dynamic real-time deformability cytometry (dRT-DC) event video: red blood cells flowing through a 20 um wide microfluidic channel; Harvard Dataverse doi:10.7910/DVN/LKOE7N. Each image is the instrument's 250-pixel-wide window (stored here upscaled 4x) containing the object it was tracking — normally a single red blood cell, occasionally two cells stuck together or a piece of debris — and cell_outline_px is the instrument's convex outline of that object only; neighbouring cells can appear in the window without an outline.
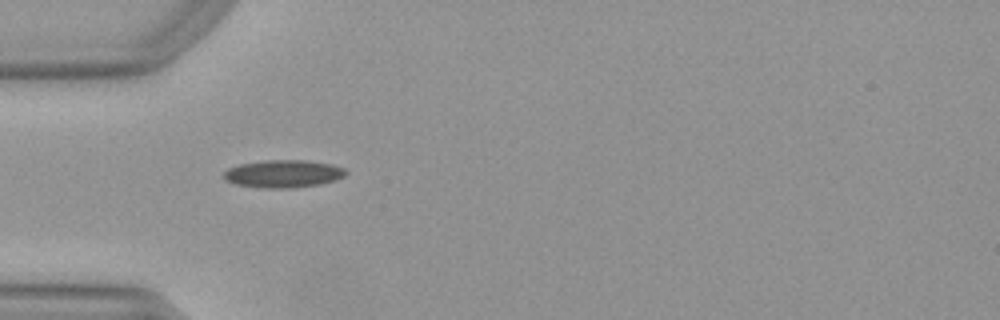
{"species": "Egyptian fruit bat (a non-hibernating species)", "species_latin": "Rousettus aegyptiacus", "temperature_condition": "warm", "stored_images_in_passage": 36, "camera_frame_rate_fps": 3000, "um_per_image_px": 0.085, "animal": {"sex": "female"}, "frame": {"image": 1, "passage_image": 1, "time_ms": 0.0, "image_size_px": [1000, 320], "cell_outline_px": [[348, 172], [344, 176], [332, 180], [316, 184], [288, 188], [260, 188], [236, 184], [224, 180], [224, 172], [228, 168], [240, 164], [268, 160], [304, 160], [332, 164], [344, 168]], "centroid_in_image_um": [24.04, 14.76], "position_along_channel_um": 61.0, "area_um2": 19.42}}
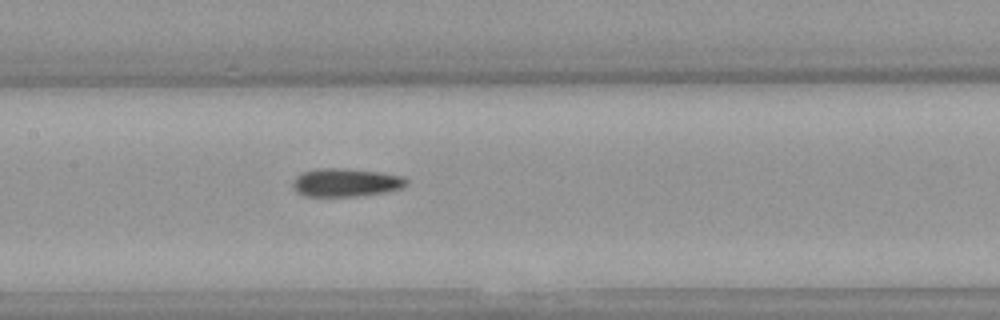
{"frame": {"image": 2, "passage_image": 10, "time_ms": 3.0, "image_size_px": [1000, 320], "cell_outline_px": [[408, 180], [400, 188], [384, 192], [352, 196], [308, 196], [300, 192], [292, 184], [296, 176], [304, 172], [316, 168], [348, 168], [380, 172], [404, 176]], "centroid_in_image_um": [29.41, 15.49], "position_along_channel_um": 178.0, "area_um2": 18.38}}
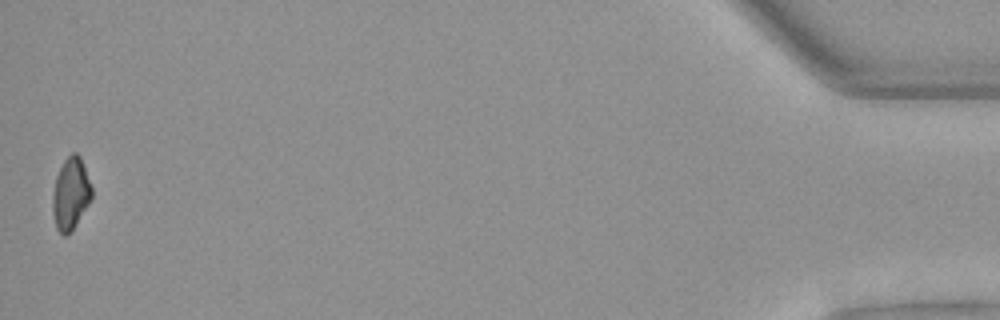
{"frame": {"image": 3, "passage_image": 36, "time_ms": 11.667, "image_size_px": [1000, 320], "cell_outline_px": [[92, 196], [88, 204], [72, 228], [64, 236], [56, 228], [52, 212], [52, 192], [56, 176], [64, 160], [72, 152], [76, 152], [80, 156], [92, 188]], "centroid_in_image_um": [5.98, 16.43], "position_along_channel_um": 429.2, "area_um2": 16.13}, "authors_computed_cell_mechanics": {"area_um2": 17.9758, "velocity_mm_per_s": 3.9793, "shape_relaxation_time_tau1_ms": 7.8942, "shape_relaxation_time_tau2_ms": 6.3655, "deformation_change_tau1": 0.1727, "deformation_change_tau2": 0.1265}}